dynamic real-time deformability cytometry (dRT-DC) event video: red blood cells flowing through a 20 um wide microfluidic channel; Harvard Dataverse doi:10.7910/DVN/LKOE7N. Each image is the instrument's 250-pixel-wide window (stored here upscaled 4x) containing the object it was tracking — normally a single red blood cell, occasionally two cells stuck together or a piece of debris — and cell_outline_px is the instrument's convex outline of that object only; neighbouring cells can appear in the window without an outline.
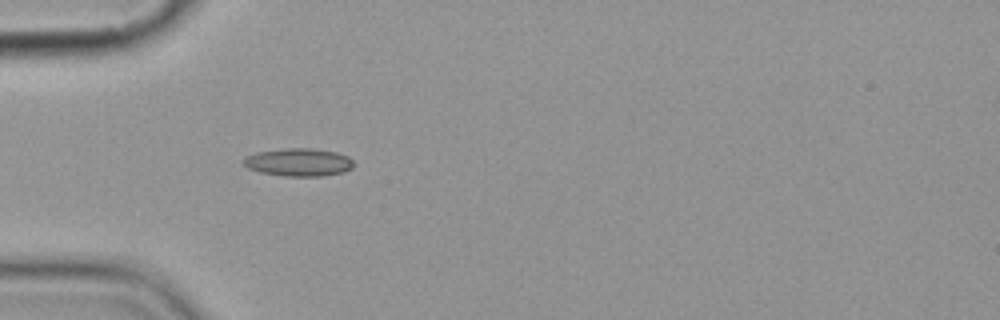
{"species": "common noctule bat (a hibernating species)", "species_latin": "Nyctalus noctula", "temperature_condition": "cold", "stored_images_in_passage": 6, "camera_frame_rate_fps": 3000, "um_per_image_px": 0.085, "animal": {"sex": "female", "body_mass_g": 19.9}, "frame": {"image": 1, "passage_image": 5, "time_ms": 4.667, "image_size_px": [1000, 320], "cell_outline_px": [[352, 168], [344, 172], [324, 176], [284, 176], [260, 172], [248, 168], [240, 160], [256, 152], [288, 148], [308, 148], [336, 152], [348, 156], [352, 160]], "centroid_in_image_um": [25.37, 13.8], "position_along_channel_um": 59.6, "area_um2": 17.86}}
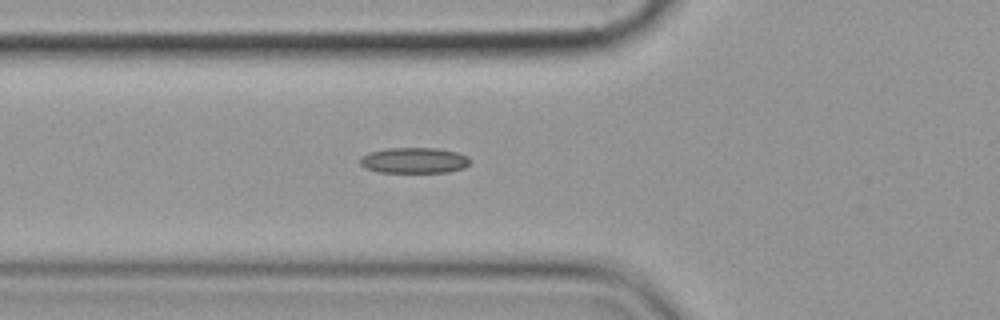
{"frame": {"image": 2, "passage_image": 6, "time_ms": 5.667, "image_size_px": [1000, 320], "cell_outline_px": [[472, 160], [464, 168], [448, 172], [380, 172], [364, 168], [360, 164], [360, 156], [368, 152], [388, 148], [436, 148], [456, 152], [468, 156]], "centroid_in_image_um": [35.19, 13.63], "position_along_channel_um": 90.6, "area_um2": 16.59}}